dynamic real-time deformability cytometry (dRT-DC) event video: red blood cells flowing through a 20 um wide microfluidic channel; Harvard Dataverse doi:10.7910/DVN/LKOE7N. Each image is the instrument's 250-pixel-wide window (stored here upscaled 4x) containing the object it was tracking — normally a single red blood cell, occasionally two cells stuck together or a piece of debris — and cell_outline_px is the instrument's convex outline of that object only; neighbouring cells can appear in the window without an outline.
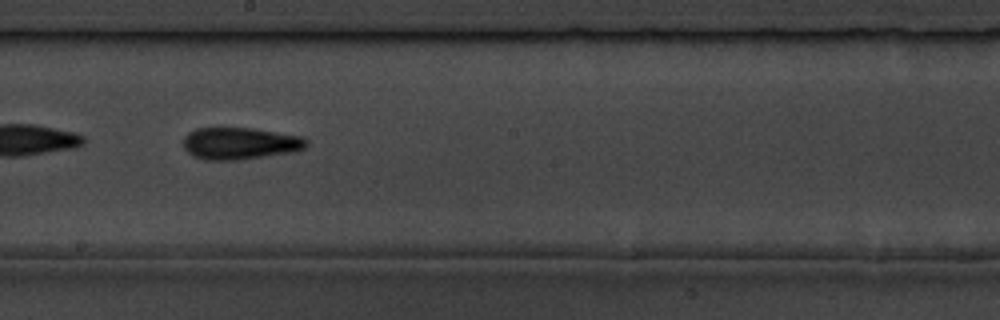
{"species": "common noctule bat (a hibernating species)", "species_latin": "Nyctalus noctula", "temperature_condition": "room temperature", "stored_images_in_passage": 12, "camera_frame_rate_fps": 3000, "um_per_image_px": 0.085, "animal": {"sex": "male", "body_mass_g": 19.5, "forearm_length_mm": 54.6}, "frame": {"image": 1, "passage_image": 6, "time_ms": 5.667, "image_size_px": [1000, 320], "cell_outline_px": [[308, 144], [304, 148], [296, 152], [236, 160], [204, 160], [192, 156], [184, 148], [184, 136], [188, 132], [196, 128], [252, 128], [304, 136], [308, 140]], "centroid_in_image_um": [20.42, 12.19], "position_along_channel_um": 227.8, "area_um2": 23.24}}
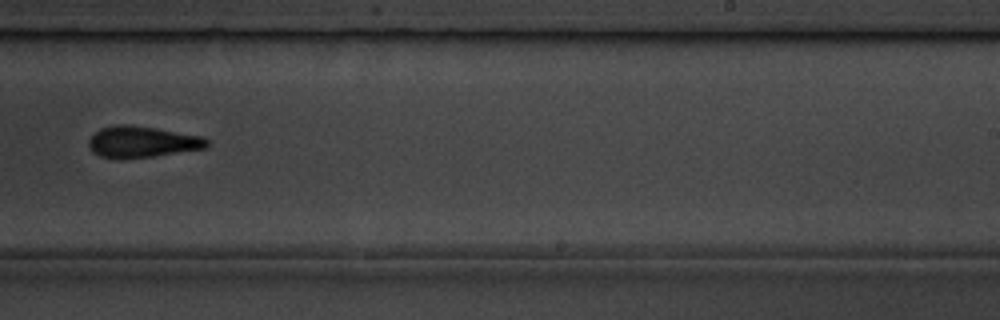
{"frame": {"image": 2, "passage_image": 7, "time_ms": 7.0, "image_size_px": [1000, 320], "cell_outline_px": [[208, 144], [204, 148], [152, 156], [100, 156], [92, 152], [88, 144], [88, 140], [100, 128], [112, 124], [128, 124], [156, 128], [204, 136], [208, 140]], "centroid_in_image_um": [12.08, 12.0], "position_along_channel_um": 276.9, "area_um2": 20.98}, "authors_computed_cell_mechanics": {"area_um2": 21.8773, "velocity_mm_per_s": 3.7029, "shape_relaxation_time_tau1_ms": 2.7959, "shape_relaxation_time_tau2_ms": 2.2929, "deformation_change_tau1": 0.1288, "deformation_change_tau2": 0.1105}}